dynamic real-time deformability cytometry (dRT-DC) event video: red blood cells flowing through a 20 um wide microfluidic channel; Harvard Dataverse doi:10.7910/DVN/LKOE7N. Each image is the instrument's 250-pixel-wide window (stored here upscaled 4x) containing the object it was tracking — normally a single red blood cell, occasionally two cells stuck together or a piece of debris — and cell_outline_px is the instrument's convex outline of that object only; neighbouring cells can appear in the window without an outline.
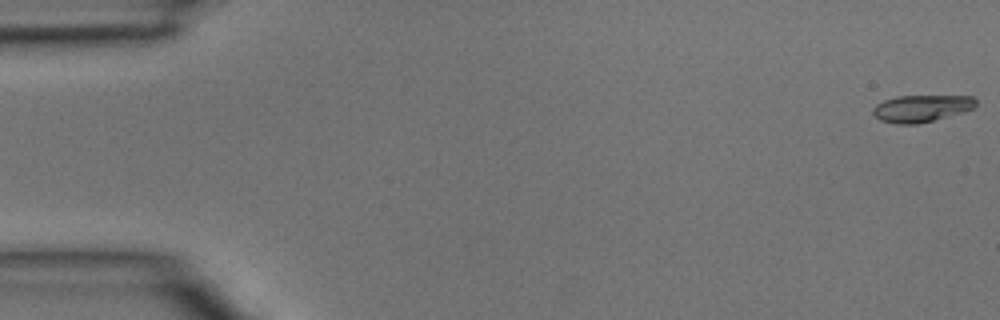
{"species": "common noctule bat (a hibernating species)", "species_latin": "Nyctalus noctula", "temperature_condition": "room temperature", "stored_images_in_passage": 25, "camera_frame_rate_fps": 3000, "um_per_image_px": 0.085, "animal": {"sex": "male", "body_mass_g": 15.6}, "frame": {"image": 1, "passage_image": 1, "time_ms": 0.0, "image_size_px": [1000, 320], "cell_outline_px": [[976, 104], [972, 108], [964, 112], [916, 124], [896, 124], [880, 120], [872, 112], [872, 108], [876, 104], [884, 100], [896, 96], [972, 96], [976, 100]], "centroid_in_image_um": [78.29, 9.21], "position_along_channel_um": 6.7, "area_um2": 16.07}}
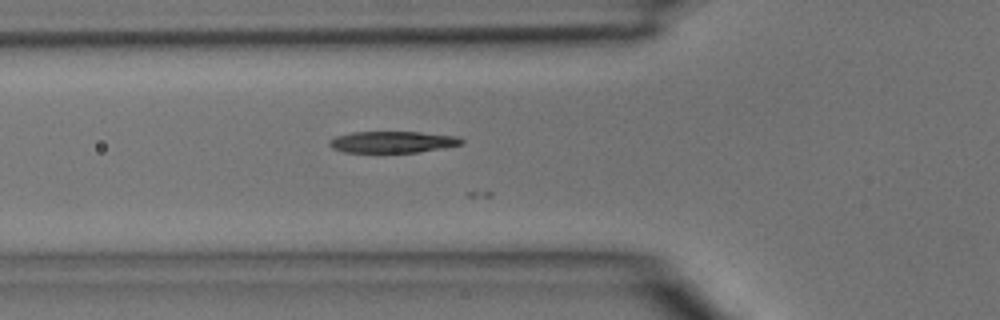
{"frame": {"image": 2, "passage_image": 16, "time_ms": 5.0, "image_size_px": [1000, 320], "cell_outline_px": [[464, 144], [420, 152], [344, 152], [332, 148], [328, 144], [328, 140], [336, 136], [352, 132], [420, 132], [460, 136], [464, 140]], "centroid_in_image_um": [33.4, 12.06], "position_along_channel_um": 92.4, "area_um2": 16.7}}
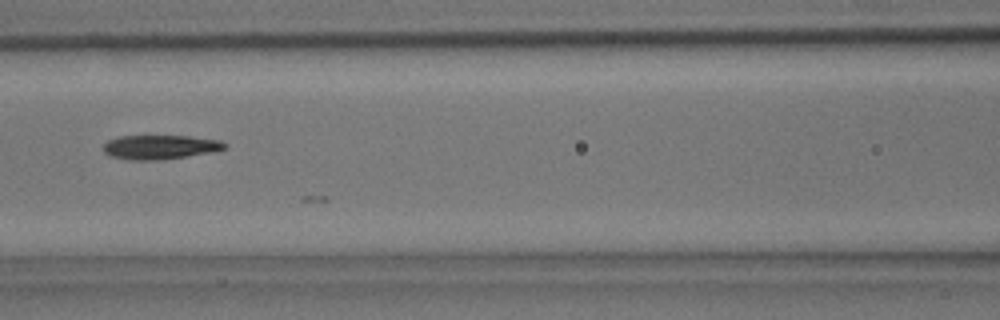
{"frame": {"image": 3, "passage_image": 20, "time_ms": 6.333, "image_size_px": [1000, 320], "cell_outline_px": [[228, 148], [212, 152], [188, 156], [160, 160], [128, 160], [108, 156], [104, 152], [104, 144], [108, 140], [120, 136], [188, 136], [220, 140], [228, 144]], "centroid_in_image_um": [13.62, 12.51], "position_along_channel_um": 153.0, "area_um2": 17.28}}